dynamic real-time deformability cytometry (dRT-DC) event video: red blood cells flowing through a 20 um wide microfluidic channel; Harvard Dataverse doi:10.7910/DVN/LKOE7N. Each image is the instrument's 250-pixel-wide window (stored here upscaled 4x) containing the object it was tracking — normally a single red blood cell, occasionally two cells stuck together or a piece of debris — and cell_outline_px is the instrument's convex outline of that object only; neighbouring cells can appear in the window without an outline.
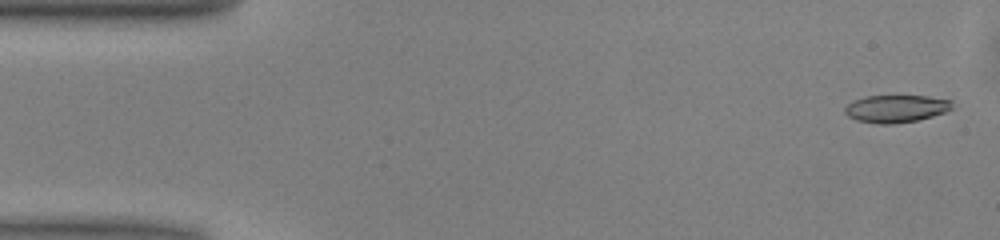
{"species": "common noctule bat (a hibernating species)", "species_latin": "Nyctalus noctula", "temperature_condition": "warm", "stored_images_in_passage": 50, "camera_frame_rate_fps": 3000, "um_per_image_px": 0.085, "animal": {"sex": "male", "body_mass_g": 13.0, "forearm_length_mm": 53.1}, "frame": {"image": 1, "passage_image": 2, "time_ms": 0.333, "image_size_px": [1000, 240], "cell_outline_px": [[952, 108], [944, 112], [932, 116], [916, 120], [892, 124], [880, 124], [856, 120], [848, 116], [844, 112], [844, 108], [852, 100], [864, 96], [928, 96], [952, 100]], "centroid_in_image_um": [76.13, 9.23], "position_along_channel_um": 8.9, "area_um2": 17.17}}
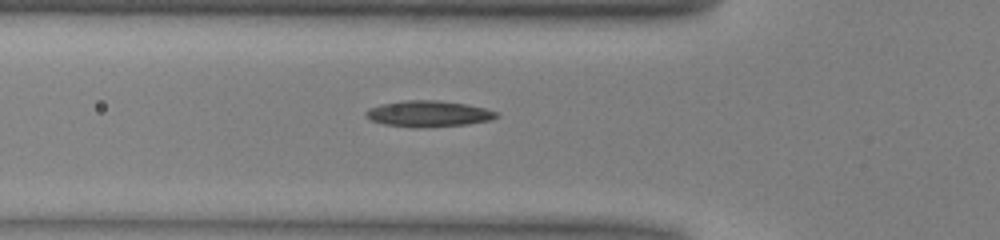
{"frame": {"image": 2, "passage_image": 17, "time_ms": 5.333, "image_size_px": [1000, 240], "cell_outline_px": [[500, 116], [492, 120], [468, 124], [416, 128], [412, 128], [384, 124], [372, 120], [364, 116], [364, 112], [368, 108], [380, 104], [404, 100], [436, 100], [468, 104], [484, 108], [496, 112]], "centroid_in_image_um": [36.4, 9.67], "position_along_channel_um": 89.4, "area_um2": 20.06}}
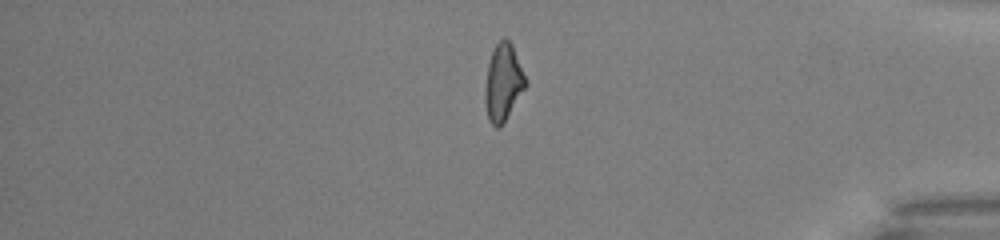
{"frame": {"image": 3, "passage_image": 42, "time_ms": 13.667, "image_size_px": [1000, 240], "cell_outline_px": [[528, 84], [500, 128], [496, 128], [488, 120], [484, 100], [484, 92], [488, 64], [492, 52], [496, 44], [504, 36], [512, 44]], "centroid_in_image_um": [42.76, 7.03], "position_along_channel_um": 392.4, "area_um2": 18.15}, "authors_computed_cell_mechanics": {"area_um2": 18.207, "velocity_mm_per_s": 4.0411, "shape_relaxation_time_tau1_ms": 11.0617, "shape_relaxation_time_tau2_ms": 4.5201, "deformation_change_tau1": 0.263, "deformation_change_tau2": 0.166}}